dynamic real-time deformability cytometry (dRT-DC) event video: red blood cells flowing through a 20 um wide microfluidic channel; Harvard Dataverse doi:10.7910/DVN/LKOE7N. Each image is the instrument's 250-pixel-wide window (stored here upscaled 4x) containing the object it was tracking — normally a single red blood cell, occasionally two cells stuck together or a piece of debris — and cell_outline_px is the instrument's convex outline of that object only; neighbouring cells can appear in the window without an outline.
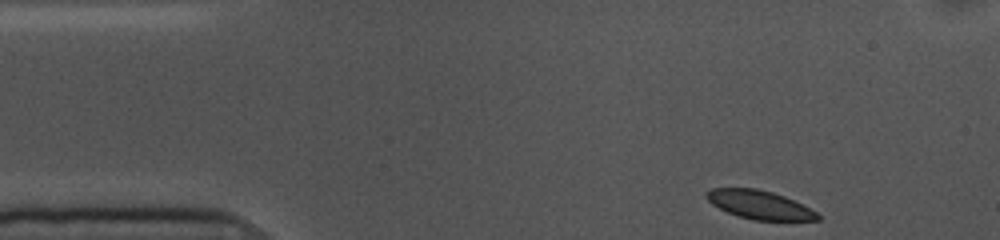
{"species": "common noctule bat (a hibernating species)", "species_latin": "Nyctalus noctula", "temperature_condition": "cold", "stored_images_in_passage": 50, "camera_frame_rate_fps": 3000, "um_per_image_px": 0.085, "animal": {"sex": "female", "body_mass_g": 10.0, "forearm_length_mm": 53.1}, "frame": {"image": 1, "passage_image": 1, "time_ms": 0.0, "image_size_px": [1000, 240], "cell_outline_px": [[820, 220], [752, 220], [728, 212], [712, 204], [704, 196], [704, 192], [712, 188], [756, 188], [772, 192], [784, 196], [816, 212], [820, 216]], "centroid_in_image_um": [64.51, 17.39], "position_along_channel_um": 20.5, "area_um2": 18.26}}
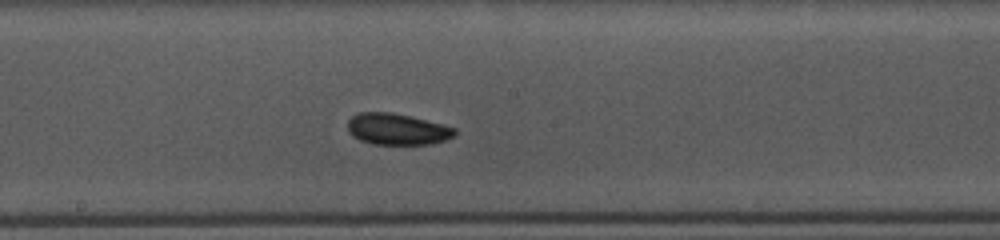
{"frame": {"image": 2, "passage_image": 23, "time_ms": 7.333, "image_size_px": [1000, 240], "cell_outline_px": [[456, 136], [432, 144], [372, 144], [360, 140], [352, 136], [348, 132], [348, 120], [352, 116], [360, 112], [392, 112], [412, 116], [456, 128]], "centroid_in_image_um": [33.75, 10.97], "position_along_channel_um": 214.4, "area_um2": 19.71}}
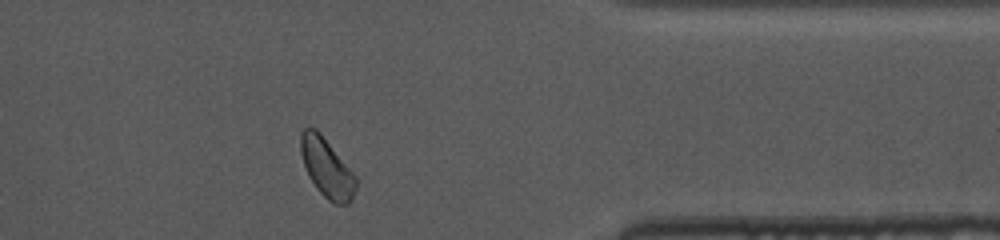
{"frame": {"image": 3, "passage_image": 39, "time_ms": 12.667, "image_size_px": [1000, 240], "cell_outline_px": [[356, 192], [352, 200], [348, 204], [332, 204], [316, 188], [308, 176], [300, 152], [300, 132], [304, 128], [316, 128], [320, 132], [356, 176]], "centroid_in_image_um": [27.77, 14.28], "position_along_channel_um": 383.6, "area_um2": 19.07}, "authors_computed_cell_mechanics": {"area_um2": 19.363, "velocity_mm_per_s": 3.5311, "shape_relaxation_time_tau1_ms": 3.8048, "shape_relaxation_time_tau2_ms": 2.281, "deformation_change_tau1": 0.0686, "deformation_change_tau2": 0.0497}}